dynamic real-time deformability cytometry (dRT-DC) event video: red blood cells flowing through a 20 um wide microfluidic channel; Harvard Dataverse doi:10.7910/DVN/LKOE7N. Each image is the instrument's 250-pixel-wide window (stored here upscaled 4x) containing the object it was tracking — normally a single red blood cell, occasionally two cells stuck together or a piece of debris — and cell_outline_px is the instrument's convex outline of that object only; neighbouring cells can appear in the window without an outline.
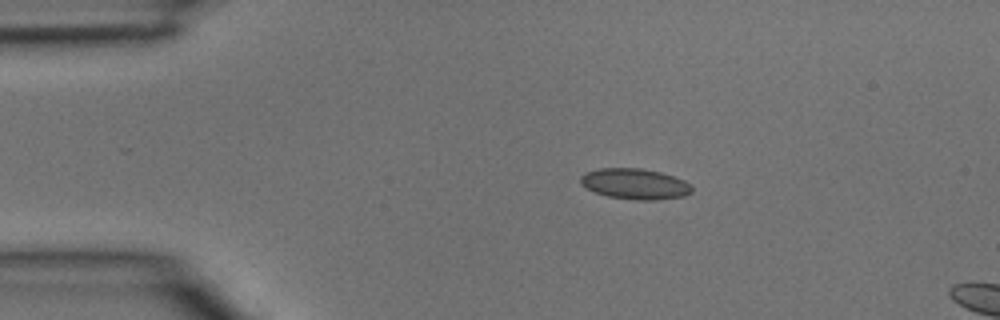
{"species": "common noctule bat (a hibernating species)", "species_latin": "Nyctalus noctula", "temperature_condition": "room temperature", "stored_images_in_passage": 2, "camera_frame_rate_fps": 3000, "um_per_image_px": 0.085, "animal": {"sex": "male", "body_mass_g": 15.6}, "frame": {"image": 1, "passage_image": 1, "time_ms": 0.0, "image_size_px": [1000, 320], "cell_outline_px": [[692, 192], [684, 196], [656, 200], [636, 200], [608, 196], [596, 192], [580, 184], [580, 176], [584, 172], [600, 168], [640, 168], [660, 172], [684, 180], [692, 184]], "centroid_in_image_um": [53.97, 15.63], "position_along_channel_um": 31.0, "area_um2": 19.94}}